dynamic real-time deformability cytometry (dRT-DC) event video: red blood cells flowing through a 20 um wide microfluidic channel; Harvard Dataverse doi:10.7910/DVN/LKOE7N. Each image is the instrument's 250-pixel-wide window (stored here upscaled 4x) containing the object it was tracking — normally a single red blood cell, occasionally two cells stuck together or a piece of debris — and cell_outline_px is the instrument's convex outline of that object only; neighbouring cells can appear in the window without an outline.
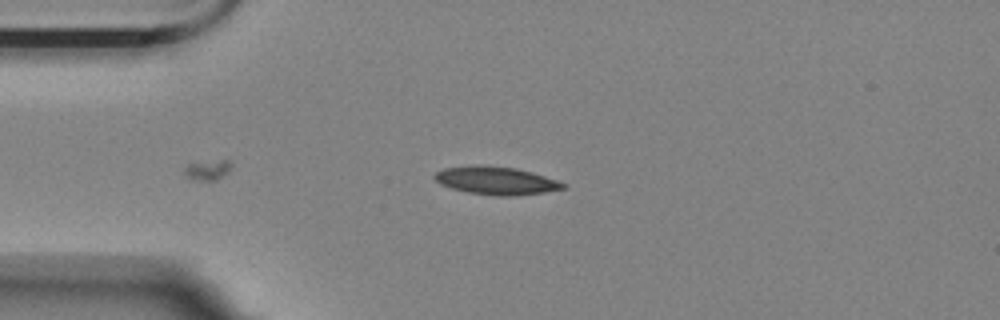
{"species": "Egyptian fruit bat (a non-hibernating species)", "species_latin": "Rousettus aegyptiacus", "temperature_condition": "room temperature", "stored_images_in_passage": 8, "camera_frame_rate_fps": 3000, "um_per_image_px": 0.085, "animal": {"sex": "female"}, "frame": {"image": 1, "passage_image": 5, "time_ms": 5.667, "image_size_px": [1000, 320], "cell_outline_px": [[568, 184], [564, 188], [544, 192], [512, 196], [496, 196], [468, 192], [452, 188], [440, 184], [432, 176], [436, 172], [444, 168], [476, 164], [480, 164], [516, 168], [532, 172]], "centroid_in_image_um": [42.14, 15.34], "position_along_channel_um": 42.9, "area_um2": 20.98}}
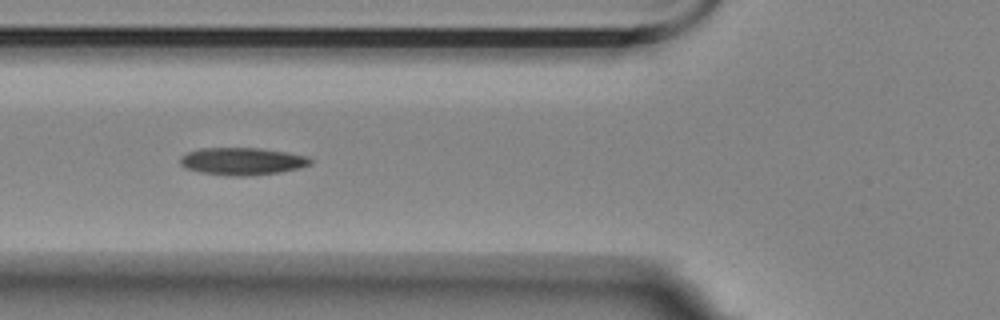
{"frame": {"image": 2, "passage_image": 7, "time_ms": 8.0, "image_size_px": [1000, 320], "cell_outline_px": [[312, 164], [300, 168], [280, 172], [248, 176], [228, 176], [200, 172], [184, 168], [180, 164], [180, 156], [188, 152], [200, 148], [260, 148], [288, 152], [308, 156], [312, 160]], "centroid_in_image_um": [20.6, 13.71], "position_along_channel_um": 105.2, "area_um2": 21.04}}
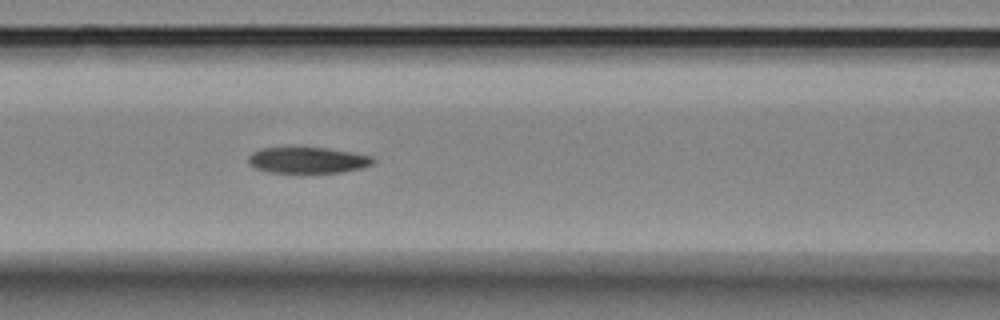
{"frame": {"image": 3, "passage_image": 8, "time_ms": 9.0, "image_size_px": [1000, 320], "cell_outline_px": [[376, 160], [372, 164], [360, 168], [344, 172], [268, 172], [256, 168], [248, 164], [248, 156], [252, 152], [260, 148], [324, 148], [352, 152], [372, 156]], "centroid_in_image_um": [26.14, 13.61], "position_along_channel_um": 140.5, "area_um2": 18.79}}